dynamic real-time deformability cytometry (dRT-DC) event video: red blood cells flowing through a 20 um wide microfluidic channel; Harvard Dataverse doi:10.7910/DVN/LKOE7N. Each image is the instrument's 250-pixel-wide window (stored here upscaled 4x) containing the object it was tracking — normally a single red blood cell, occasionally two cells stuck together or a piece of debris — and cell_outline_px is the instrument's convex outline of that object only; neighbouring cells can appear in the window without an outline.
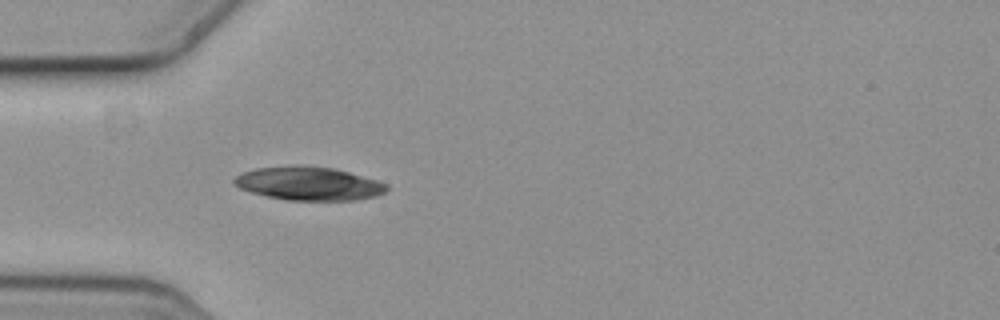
{"species": "common noctule bat (a hibernating species)", "species_latin": "Nyctalus noctula", "temperature_condition": "cold", "stored_images_in_passage": 4, "camera_frame_rate_fps": 3000, "um_per_image_px": 0.085, "animal": {"sex": "female", "body_mass_g": 19.3, "forearm_length_mm": 54.1}, "frame": {"image": 1, "passage_image": 4, "time_ms": 1.0, "image_size_px": [1000, 320], "cell_outline_px": [[388, 188], [384, 192], [376, 196], [356, 200], [288, 200], [268, 196], [252, 192], [240, 188], [232, 180], [236, 176], [244, 172], [256, 168], [296, 164], [308, 164], [336, 168], [376, 180], [388, 184]], "centroid_in_image_um": [26.26, 15.57], "position_along_channel_um": 58.7, "area_um2": 29.94}}